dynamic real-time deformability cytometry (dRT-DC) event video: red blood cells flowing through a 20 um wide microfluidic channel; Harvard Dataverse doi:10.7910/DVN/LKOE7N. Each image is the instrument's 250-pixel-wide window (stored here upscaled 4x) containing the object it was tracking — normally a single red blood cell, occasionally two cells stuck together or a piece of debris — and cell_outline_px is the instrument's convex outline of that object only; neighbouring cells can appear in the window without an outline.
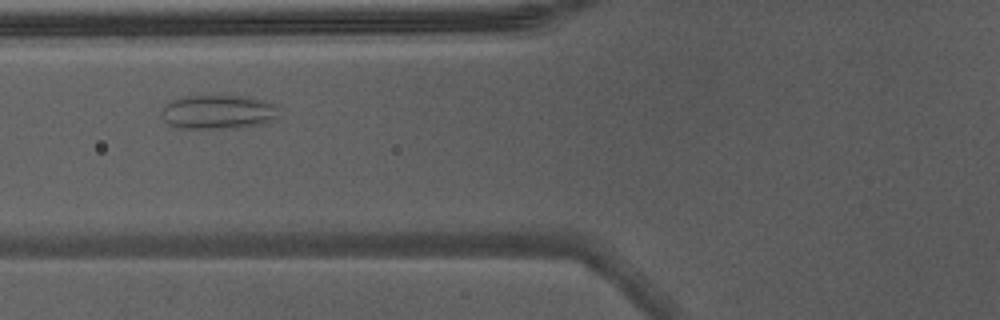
{"species": "Egyptian fruit bat (a non-hibernating species)", "species_latin": "Rousettus aegyptiacus", "temperature_condition": "warm", "stored_images_in_passage": 7, "camera_frame_rate_fps": 3000, "um_per_image_px": 0.085, "animal": {"sex": "male"}, "frame": {"image": 1, "passage_image": 6, "time_ms": 1.667, "image_size_px": [1000, 320], "cell_outline_px": [[276, 120], [260, 124], [240, 128], [176, 128], [168, 124], [160, 116], [160, 112], [164, 104], [172, 100], [188, 96], [248, 96], [276, 104]], "centroid_in_image_um": [18.5, 9.53], "position_along_channel_um": 107.3, "area_um2": 23.52}}